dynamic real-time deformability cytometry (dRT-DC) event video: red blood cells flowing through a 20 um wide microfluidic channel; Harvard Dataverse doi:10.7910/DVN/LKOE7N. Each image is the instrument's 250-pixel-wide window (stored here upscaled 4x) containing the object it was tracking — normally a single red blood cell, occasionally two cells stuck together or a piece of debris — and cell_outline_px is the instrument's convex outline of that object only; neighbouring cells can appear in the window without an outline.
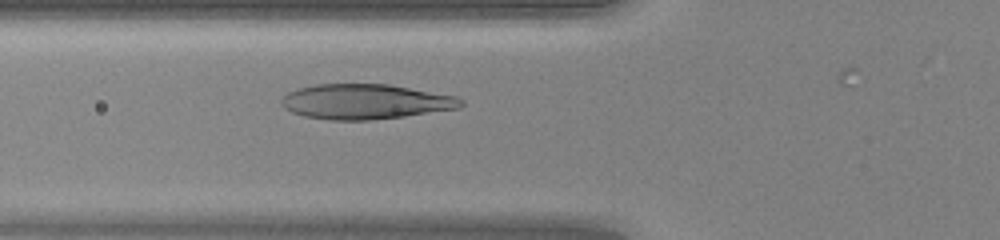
{"species": "human", "species_latin": "Homo sapiens", "temperature_condition": "warm", "stored_images_in_passage": 35, "camera_frame_rate_fps": 3000, "um_per_image_px": 0.085, "donor": {"sex": "female"}, "frame": {"image": 1, "passage_image": 11, "time_ms": 3.333, "image_size_px": [1000, 240], "cell_outline_px": [[464, 104], [460, 108], [404, 116], [372, 120], [328, 120], [304, 116], [292, 112], [284, 108], [280, 104], [280, 100], [288, 92], [296, 88], [316, 84], [388, 84], [456, 96], [464, 100]], "centroid_in_image_um": [31.03, 8.64], "position_along_channel_um": 94.8, "area_um2": 36.82}}
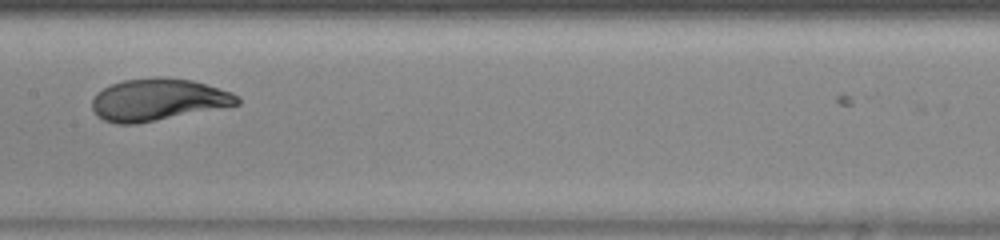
{"frame": {"image": 2, "passage_image": 18, "time_ms": 5.667, "image_size_px": [1000, 240], "cell_outline_px": [[240, 104], [136, 124], [116, 124], [104, 120], [96, 116], [92, 108], [92, 100], [96, 92], [112, 84], [124, 80], [192, 80], [232, 92], [240, 96]], "centroid_in_image_um": [13.41, 8.52], "position_along_channel_um": 194.0, "area_um2": 34.56}}
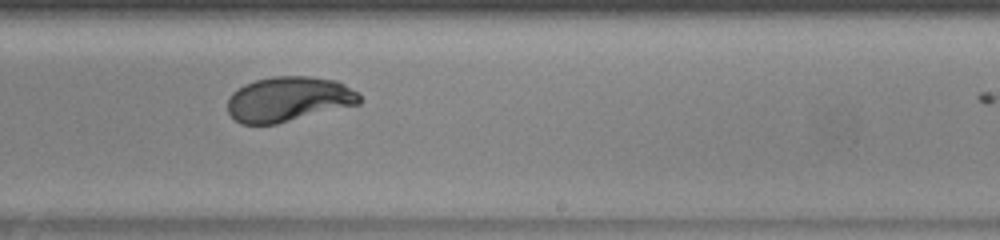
{"frame": {"image": 3, "passage_image": 23, "time_ms": 7.333, "image_size_px": [1000, 240], "cell_outline_px": [[360, 104], [276, 124], [240, 124], [228, 112], [228, 100], [232, 92], [244, 84], [256, 80], [272, 76], [308, 76], [336, 80], [344, 84], [356, 92], [360, 96]], "centroid_in_image_um": [24.51, 8.43], "position_along_channel_um": 264.5, "area_um2": 34.51}, "authors_computed_cell_mechanics": {"area_um2": 35.4314, "velocity_mm_per_s": 4.2439, "shape_relaxation_time_tau1_ms": 3.1253, "shape_relaxation_time_tau2_ms": null, "deformation_change_tau1": 0.197, "deformation_change_tau2": null}}